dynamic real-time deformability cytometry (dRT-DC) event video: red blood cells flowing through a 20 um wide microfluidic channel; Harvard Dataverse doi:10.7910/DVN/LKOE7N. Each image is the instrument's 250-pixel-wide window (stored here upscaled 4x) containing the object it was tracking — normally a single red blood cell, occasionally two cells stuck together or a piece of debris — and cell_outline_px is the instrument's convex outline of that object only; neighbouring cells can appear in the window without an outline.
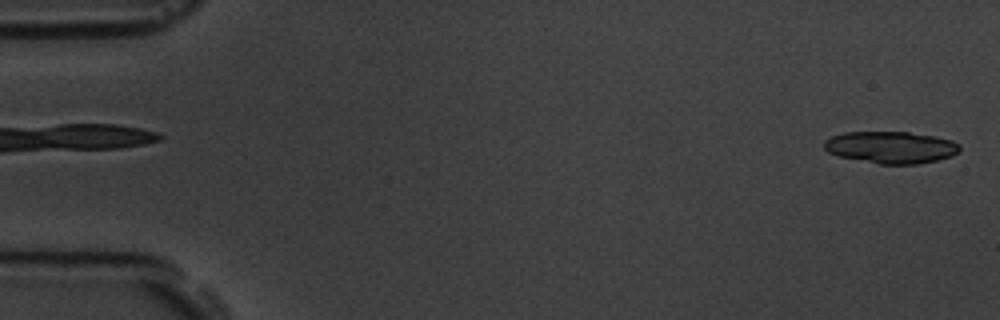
{"species": "common noctule bat (a hibernating species)", "species_latin": "Nyctalus noctula", "temperature_condition": "room temperature", "stored_images_in_passage": 6, "segment_of_instrument_passage": [2, 2], "camera_frame_rate_fps": 3000, "um_per_image_px": 0.085, "animal": {"sex": "male", "body_mass_g": 19.5, "forearm_length_mm": 54.6}, "frame": {"image": 1, "passage_image": 6, "time_ms": 6.0, "image_size_px": [1000, 320], "cell_outline_px": [[960, 148], [952, 156], [936, 160], [916, 164], [880, 164], [840, 156], [828, 152], [824, 148], [824, 140], [832, 136], [844, 132], [908, 132], [936, 136], [952, 140], [960, 144]], "centroid_in_image_um": [75.73, 12.51], "position_along_channel_um": 9.3, "area_um2": 25.14}}